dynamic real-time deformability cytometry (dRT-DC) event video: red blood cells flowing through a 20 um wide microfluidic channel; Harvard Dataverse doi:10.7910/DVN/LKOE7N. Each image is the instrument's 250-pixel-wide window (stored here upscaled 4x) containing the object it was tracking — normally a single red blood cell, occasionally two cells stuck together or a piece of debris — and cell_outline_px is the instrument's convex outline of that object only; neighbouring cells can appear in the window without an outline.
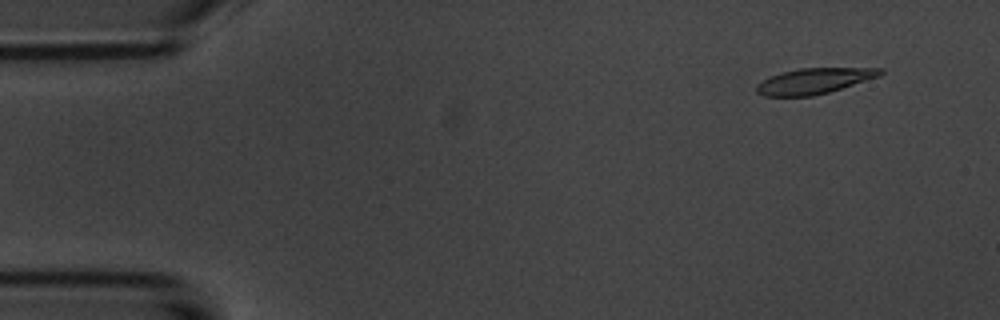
{"species": "common noctule bat (a hibernating species)", "species_latin": "Nyctalus noctula", "temperature_condition": "room temperature", "stored_images_in_passage": 8, "camera_frame_rate_fps": 3000, "um_per_image_px": 0.085, "animal": {"sex": "male", "body_mass_g": 20.1, "forearm_length_mm": 53.5}, "frame": {"image": 1, "passage_image": 2, "time_ms": 1.333, "image_size_px": [1000, 320], "cell_outline_px": [[884, 72], [880, 76], [828, 92], [812, 96], [764, 96], [756, 92], [756, 84], [772, 76], [784, 72], [800, 68], [884, 68]], "centroid_in_image_um": [69.22, 6.88], "position_along_channel_um": 15.8, "area_um2": 18.26}}
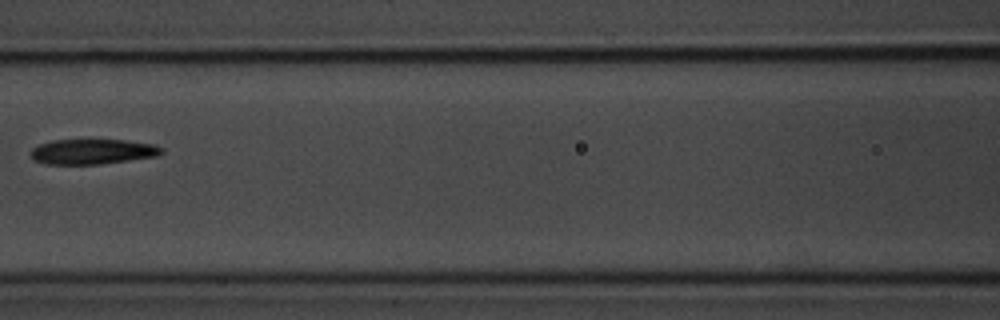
{"frame": {"image": 2, "passage_image": 7, "time_ms": 8.0, "image_size_px": [1000, 320], "cell_outline_px": [[164, 152], [160, 156], [100, 164], [44, 164], [36, 160], [32, 156], [32, 148], [40, 144], [52, 140], [124, 140], [152, 144], [164, 148]], "centroid_in_image_um": [7.92, 12.89], "position_along_channel_um": 158.7, "area_um2": 19.13}}
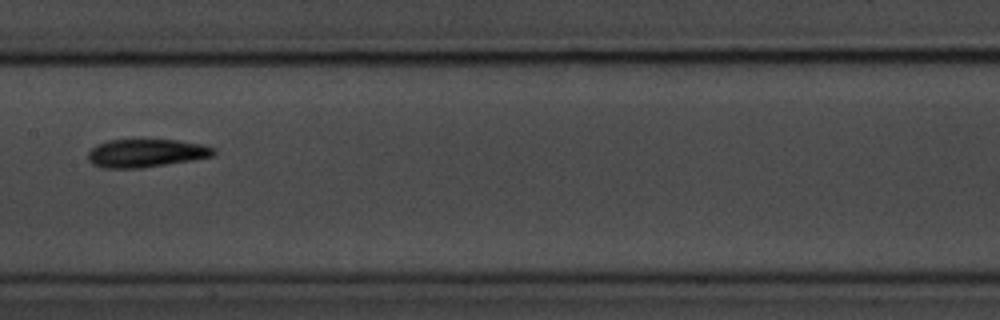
{"frame": {"image": 3, "passage_image": 8, "time_ms": 9.0, "image_size_px": [1000, 320], "cell_outline_px": [[216, 152], [212, 156], [192, 160], [140, 168], [100, 168], [92, 164], [88, 160], [88, 152], [96, 144], [108, 140], [180, 140], [204, 144], [216, 148]], "centroid_in_image_um": [12.41, 13.01], "position_along_channel_um": 195.0, "area_um2": 20.75}}